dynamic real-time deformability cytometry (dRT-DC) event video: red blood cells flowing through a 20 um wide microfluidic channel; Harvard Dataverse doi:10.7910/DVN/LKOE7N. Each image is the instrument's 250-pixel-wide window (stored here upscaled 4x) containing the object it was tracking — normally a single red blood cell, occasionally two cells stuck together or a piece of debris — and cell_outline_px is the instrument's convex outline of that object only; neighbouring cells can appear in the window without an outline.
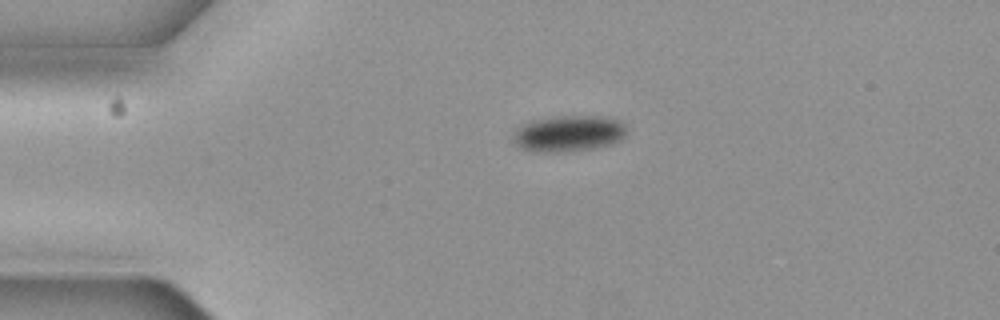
{"species": "common noctule bat (a hibernating species)", "species_latin": "Nyctalus noctula", "temperature_condition": "cold", "stored_images_in_passage": 2, "camera_frame_rate_fps": 3000, "um_per_image_px": 0.085, "animal": {"sex": "female", "body_mass_g": 19.3, "forearm_length_mm": 54.1}, "frame": {"image": 1, "passage_image": 1, "time_ms": 0.0, "image_size_px": [1000, 320], "cell_outline_px": [[628, 132], [620, 140], [612, 144], [596, 148], [572, 152], [536, 152], [520, 148], [516, 144], [512, 136], [524, 124], [536, 120], [560, 116], [604, 116], [620, 120], [628, 128]], "centroid_in_image_um": [48.42, 11.37], "position_along_channel_um": 36.6, "area_um2": 24.1}}